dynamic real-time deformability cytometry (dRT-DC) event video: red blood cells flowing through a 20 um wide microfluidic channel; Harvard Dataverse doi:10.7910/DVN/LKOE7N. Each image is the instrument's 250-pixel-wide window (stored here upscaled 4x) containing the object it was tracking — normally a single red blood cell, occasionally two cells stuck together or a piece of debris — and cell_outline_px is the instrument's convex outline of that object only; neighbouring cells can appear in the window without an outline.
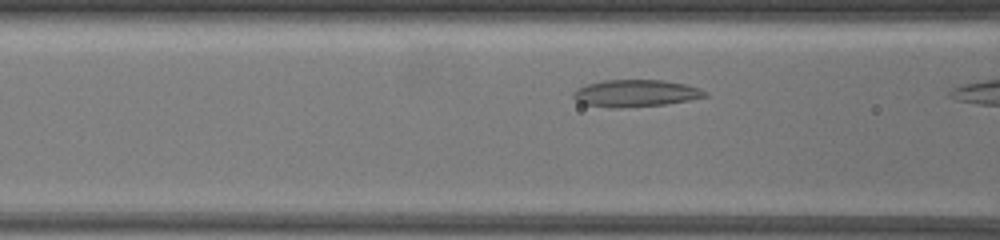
{"species": "common noctule bat (a hibernating species)", "species_latin": "Nyctalus noctula", "temperature_condition": "warm", "stored_images_in_passage": 7, "camera_frame_rate_fps": 3000, "um_per_image_px": 0.085, "animal": {"sex": "female", "body_mass_g": 19.5, "forearm_length_mm": 54.1}, "frame": {"image": 1, "passage_image": 5, "time_ms": 1.0, "image_size_px": [1000, 240], "cell_outline_px": [[708, 96], [688, 100], [664, 104], [616, 108], [612, 108], [584, 104], [576, 100], [572, 96], [572, 92], [588, 84], [604, 80], [664, 80], [684, 84], [700, 88], [708, 92]], "centroid_in_image_um": [54.04, 7.92], "position_along_channel_um": 112.6, "area_um2": 20.58}}